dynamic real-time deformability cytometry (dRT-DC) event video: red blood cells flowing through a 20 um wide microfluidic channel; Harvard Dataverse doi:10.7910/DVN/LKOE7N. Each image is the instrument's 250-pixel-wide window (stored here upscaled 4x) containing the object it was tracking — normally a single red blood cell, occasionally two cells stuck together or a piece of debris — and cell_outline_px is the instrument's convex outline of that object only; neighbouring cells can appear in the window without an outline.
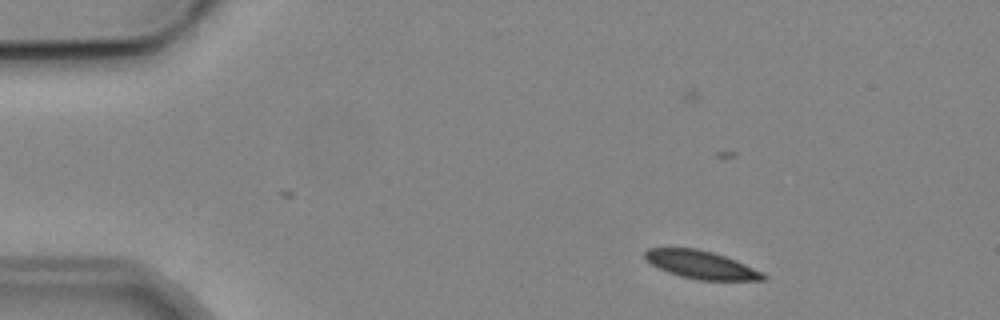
{"species": "common noctule bat (a hibernating species)", "species_latin": "Nyctalus noctula", "temperature_condition": "cold", "stored_images_in_passage": 4, "camera_frame_rate_fps": 3000, "um_per_image_px": 0.085, "animal": {"sex": "male", "body_mass_g": 19.2, "forearm_length_mm": 51.8}, "frame": {"image": 1, "passage_image": 2, "time_ms": 1.0, "image_size_px": [1000, 320], "cell_outline_px": [[768, 280], [700, 280], [680, 276], [668, 272], [652, 264], [644, 256], [644, 252], [648, 248], [696, 248], [712, 252], [736, 260], [764, 272], [768, 276]], "centroid_in_image_um": [59.65, 22.51], "position_along_channel_um": 25.3, "area_um2": 19.25}}
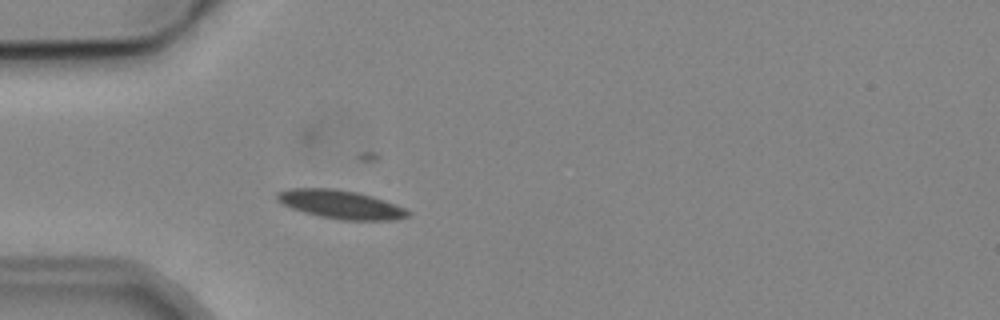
{"frame": {"image": 2, "passage_image": 4, "time_ms": 3.667, "image_size_px": [1000, 320], "cell_outline_px": [[412, 212], [408, 216], [392, 220], [340, 220], [320, 216], [304, 212], [292, 208], [276, 200], [276, 192], [288, 188], [332, 188], [356, 192], [372, 196], [396, 204]], "centroid_in_image_um": [28.94, 17.37], "position_along_channel_um": 56.1, "area_um2": 21.73}}